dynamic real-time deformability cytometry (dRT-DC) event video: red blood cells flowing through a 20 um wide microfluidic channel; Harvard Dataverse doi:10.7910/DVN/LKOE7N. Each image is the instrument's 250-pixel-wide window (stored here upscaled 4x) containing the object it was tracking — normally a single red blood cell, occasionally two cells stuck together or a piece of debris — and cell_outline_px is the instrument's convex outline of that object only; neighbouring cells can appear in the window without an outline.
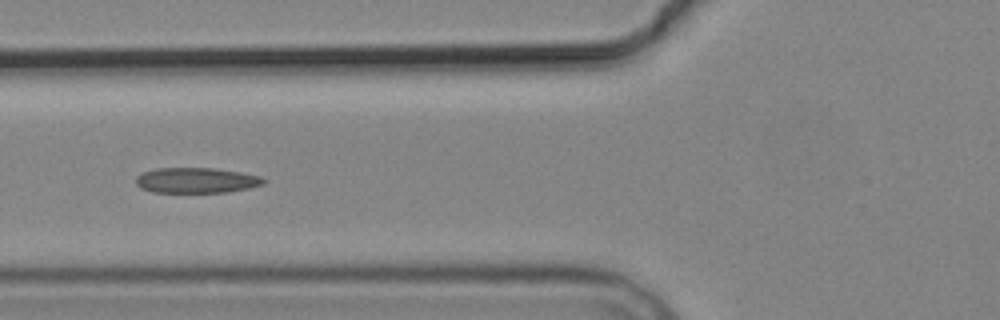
{"species": "common noctule bat (a hibernating species)", "species_latin": "Nyctalus noctula", "temperature_condition": "cold", "stored_images_in_passage": 8, "camera_frame_rate_fps": 3000, "um_per_image_px": 0.085, "animal": {"sex": "male", "body_mass_g": 19.2, "forearm_length_mm": 51.8}, "frame": {"image": 1, "passage_image": 5, "time_ms": 5.0, "image_size_px": [1000, 320], "cell_outline_px": [[268, 180], [264, 184], [248, 188], [228, 192], [152, 192], [140, 188], [136, 184], [136, 176], [144, 172], [156, 168], [212, 168], [240, 172], [260, 176]], "centroid_in_image_um": [16.69, 15.33], "position_along_channel_um": 109.1, "area_um2": 18.9}}
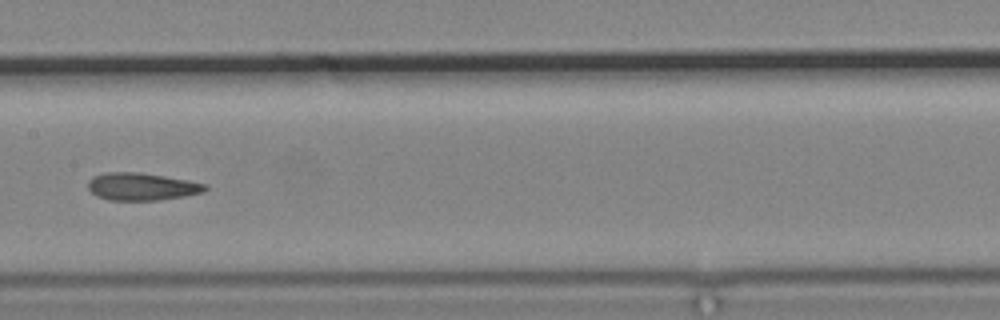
{"frame": {"image": 2, "passage_image": 7, "time_ms": 7.333, "image_size_px": [1000, 320], "cell_outline_px": [[208, 188], [204, 192], [184, 196], [160, 200], [108, 200], [96, 196], [88, 188], [88, 180], [92, 176], [108, 172], [140, 172], [188, 180], [208, 184]], "centroid_in_image_um": [12.05, 15.86], "position_along_channel_um": 195.3, "area_um2": 18.9}}
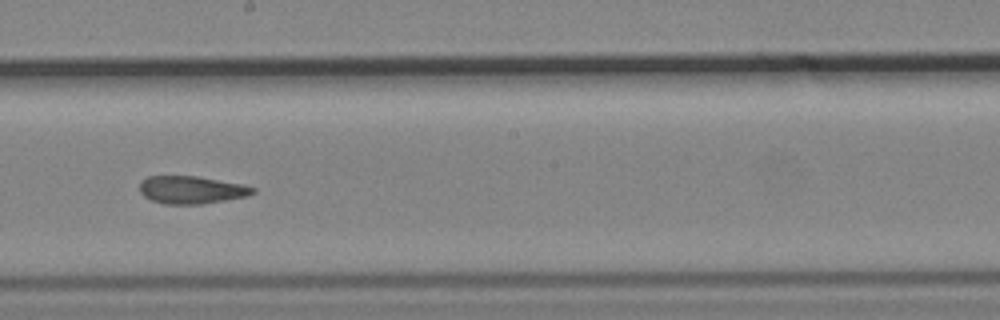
{"frame": {"image": 3, "passage_image": 8, "time_ms": 8.333, "image_size_px": [1000, 320], "cell_outline_px": [[256, 192], [248, 196], [200, 204], [164, 204], [152, 200], [144, 196], [140, 192], [140, 180], [148, 176], [196, 176], [240, 184], [256, 188]], "centroid_in_image_um": [16.25, 16.13], "position_along_channel_um": 232.0, "area_um2": 18.15}}